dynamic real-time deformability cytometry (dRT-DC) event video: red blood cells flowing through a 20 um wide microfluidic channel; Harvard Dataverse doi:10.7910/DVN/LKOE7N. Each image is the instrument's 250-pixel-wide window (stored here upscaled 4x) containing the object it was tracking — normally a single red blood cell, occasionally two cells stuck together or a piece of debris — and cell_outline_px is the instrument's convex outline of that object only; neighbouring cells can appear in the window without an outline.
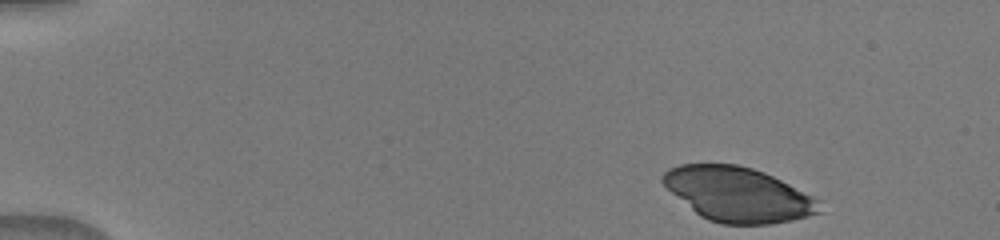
{"species": "human", "species_latin": "Homo sapiens", "temperature_condition": "warm", "stored_images_in_passage": 45, "camera_frame_rate_fps": 3000, "um_per_image_px": 0.085, "donor": {"sex": "male"}, "frame": {"image": 1, "passage_image": 1, "time_ms": 0.0, "image_size_px": [1000, 240], "cell_outline_px": [[824, 212], [792, 220], [768, 224], [720, 224], [708, 220], [700, 216], [672, 192], [660, 180], [660, 176], [668, 168], [680, 164], [736, 164], [752, 168], [764, 172], [820, 200]], "centroid_in_image_um": [62.74, 16.53], "position_along_channel_um": 22.3, "area_um2": 49.53}}
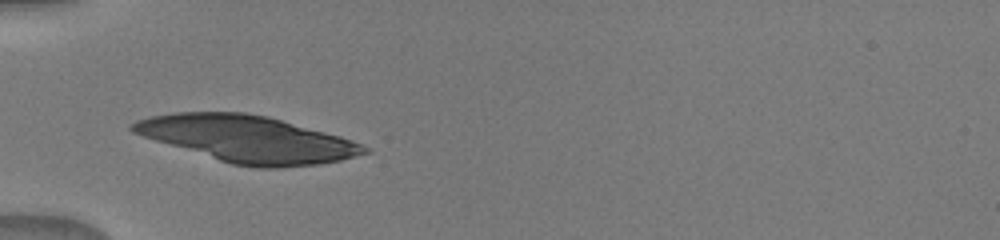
{"frame": {"image": 2, "passage_image": 12, "time_ms": 3.667, "image_size_px": [1000, 240], "cell_outline_px": [[372, 152], [340, 160], [320, 164], [276, 168], [260, 168], [232, 164], [156, 140], [132, 132], [128, 128], [136, 120], [152, 116], [172, 112], [244, 112], [268, 116], [340, 136], [352, 140], [368, 148]], "centroid_in_image_um": [21.06, 11.81], "position_along_channel_um": 63.9, "area_um2": 62.25}}